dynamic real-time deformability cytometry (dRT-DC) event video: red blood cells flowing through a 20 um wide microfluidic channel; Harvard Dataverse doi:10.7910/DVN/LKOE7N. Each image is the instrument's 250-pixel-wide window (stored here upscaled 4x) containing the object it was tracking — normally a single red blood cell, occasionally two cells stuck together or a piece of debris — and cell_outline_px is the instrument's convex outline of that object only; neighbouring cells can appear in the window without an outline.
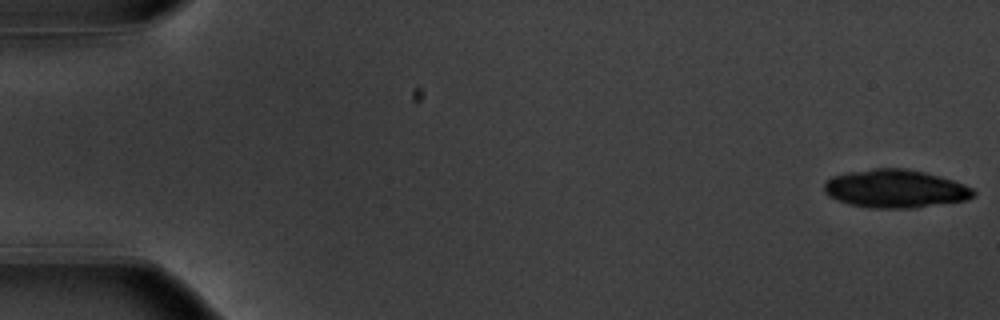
{"species": "common noctule bat (a hibernating species)", "species_latin": "Nyctalus noctula", "temperature_condition": "warm", "stored_images_in_passage": 54, "camera_frame_rate_fps": 3000, "um_per_image_px": 0.085, "animal": {"sex": "male", "body_mass_g": 20.1, "forearm_length_mm": 53.5}, "frame": {"image": 1, "passage_image": 1, "time_ms": 0.0, "image_size_px": [1000, 320], "cell_outline_px": [[976, 196], [964, 200], [916, 208], [868, 208], [848, 204], [836, 200], [828, 196], [824, 192], [824, 184], [832, 176], [848, 172], [876, 168], [904, 168], [924, 172], [940, 176], [964, 184], [972, 188], [976, 192]], "centroid_in_image_um": [76.09, 16.05], "position_along_channel_um": 8.9, "area_um2": 33.35}}
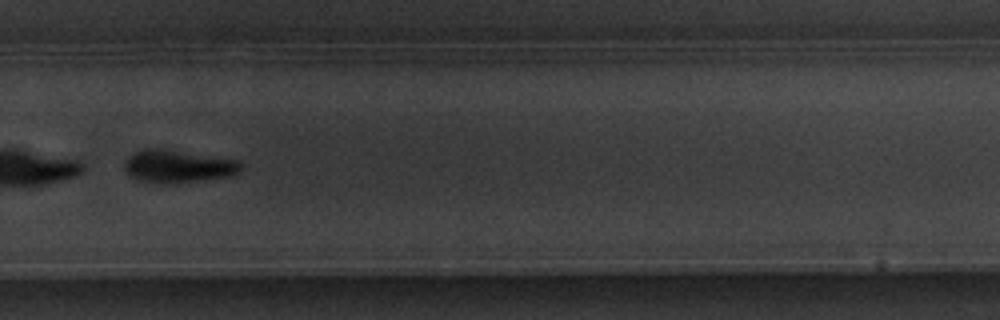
{"frame": {"image": 2, "passage_image": 38, "time_ms": 12.333, "image_size_px": [1000, 320], "cell_outline_px": [[244, 168], [240, 172], [228, 176], [196, 180], [136, 180], [128, 176], [124, 172], [124, 160], [128, 156], [144, 148], [156, 148], [240, 160]], "centroid_in_image_um": [15.12, 14.08], "position_along_channel_um": 314.7, "area_um2": 21.33}}